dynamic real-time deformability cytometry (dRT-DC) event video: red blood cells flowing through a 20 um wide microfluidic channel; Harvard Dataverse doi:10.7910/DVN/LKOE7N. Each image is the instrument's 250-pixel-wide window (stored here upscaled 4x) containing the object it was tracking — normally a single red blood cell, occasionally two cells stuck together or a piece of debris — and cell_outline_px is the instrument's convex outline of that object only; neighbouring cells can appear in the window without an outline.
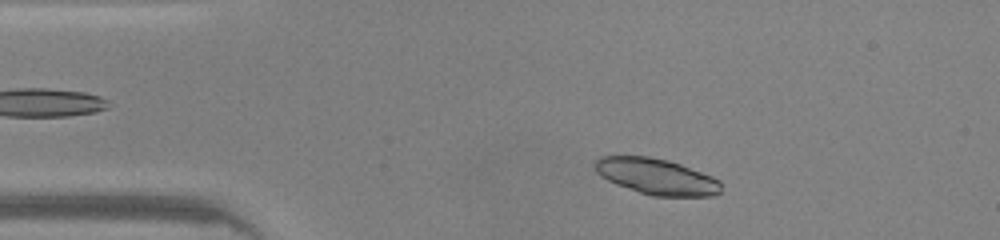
{"species": "common noctule bat (a hibernating species)", "species_latin": "Nyctalus noctula", "temperature_condition": "warm", "stored_images_in_passage": 43, "camera_frame_rate_fps": 3000, "um_per_image_px": 0.085, "animal": {"sex": "male", "body_mass_g": 20.0, "forearm_length_mm": 53.3}, "frame": {"image": 1, "passage_image": 4, "time_ms": 1.0, "image_size_px": [1000, 240], "cell_outline_px": [[720, 192], [712, 196], [652, 196], [616, 184], [600, 176], [596, 172], [592, 164], [600, 156], [648, 156], [668, 160], [680, 164], [712, 176], [720, 180]], "centroid_in_image_um": [55.77, 14.99], "position_along_channel_um": 29.2, "area_um2": 26.47}}